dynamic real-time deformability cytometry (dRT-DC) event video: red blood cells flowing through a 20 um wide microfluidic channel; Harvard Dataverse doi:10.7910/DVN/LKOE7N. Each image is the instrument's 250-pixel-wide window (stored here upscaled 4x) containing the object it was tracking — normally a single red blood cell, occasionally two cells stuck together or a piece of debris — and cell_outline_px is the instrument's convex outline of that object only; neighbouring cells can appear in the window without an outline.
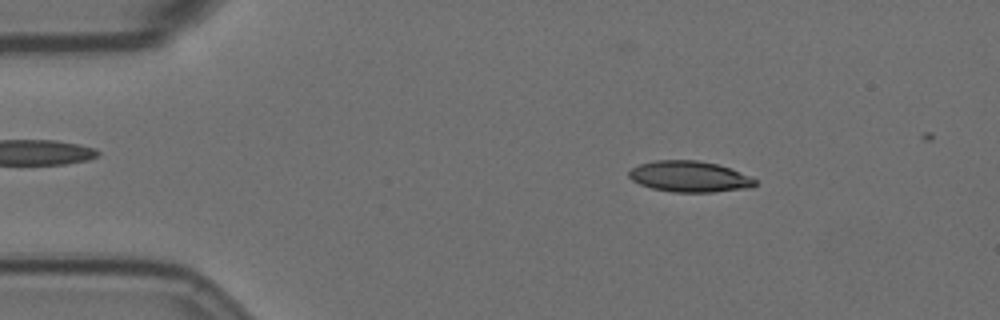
{"species": "Egyptian fruit bat (a non-hibernating species)", "species_latin": "Rousettus aegyptiacus", "temperature_condition": "room temperature", "stored_images_in_passage": 50, "camera_frame_rate_fps": 3000, "um_per_image_px": 0.085, "animal": {"sex": "female"}, "frame": {"image": 1, "passage_image": 8, "time_ms": 2.333, "image_size_px": [1000, 320], "cell_outline_px": [[756, 184], [752, 188], [712, 192], [672, 192], [652, 188], [640, 184], [632, 180], [628, 176], [628, 172], [632, 168], [640, 164], [656, 160], [696, 160], [716, 164], [728, 168], [748, 176], [756, 180]], "centroid_in_image_um": [58.58, 15.01], "position_along_channel_um": 26.4, "area_um2": 22.6}}
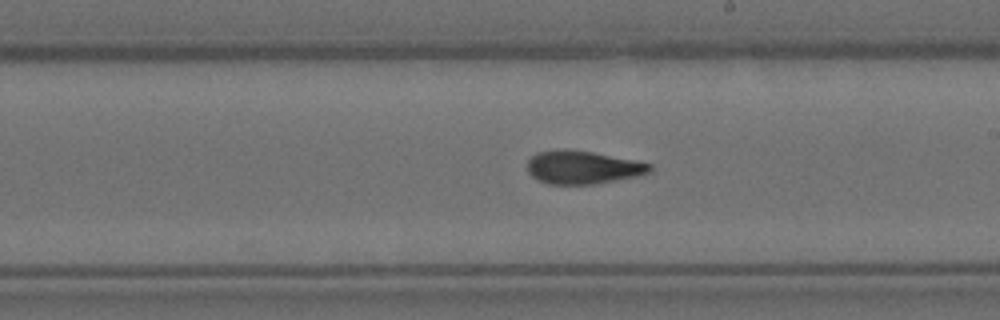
{"frame": {"image": 2, "passage_image": 31, "time_ms": 10.0, "image_size_px": [1000, 320], "cell_outline_px": [[652, 172], [636, 176], [596, 184], [548, 184], [532, 176], [528, 172], [528, 160], [536, 152], [560, 148], [568, 148], [592, 152], [636, 160], [652, 164]], "centroid_in_image_um": [49.54, 14.21], "position_along_channel_um": 239.5, "area_um2": 23.87}}
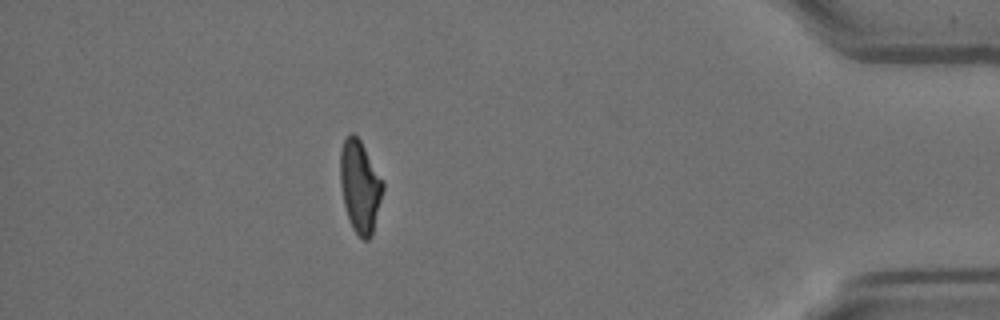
{"frame": {"image": 3, "passage_image": 49, "time_ms": 16.0, "image_size_px": [1000, 320], "cell_outline_px": [[384, 188], [372, 236], [368, 240], [364, 240], [352, 228], [344, 204], [340, 184], [340, 152], [344, 140], [352, 132], [360, 140], [384, 180]], "centroid_in_image_um": [30.61, 15.85], "position_along_channel_um": 404.6, "area_um2": 22.89}}